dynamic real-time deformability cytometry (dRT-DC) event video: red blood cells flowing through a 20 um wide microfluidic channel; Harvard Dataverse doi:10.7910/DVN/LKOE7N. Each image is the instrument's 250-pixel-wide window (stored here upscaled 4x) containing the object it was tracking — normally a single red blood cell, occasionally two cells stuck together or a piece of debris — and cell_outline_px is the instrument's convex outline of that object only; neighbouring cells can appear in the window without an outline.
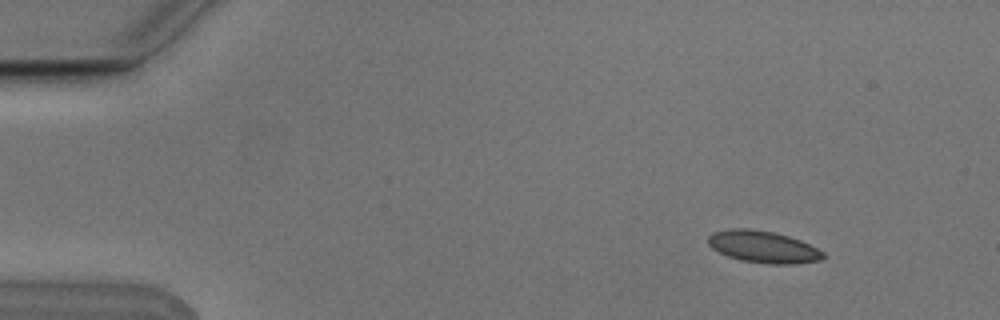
{"species": "Egyptian fruit bat (a non-hibernating species)", "species_latin": "Rousettus aegyptiacus", "temperature_condition": "cold", "stored_images_in_passage": 6, "camera_frame_rate_fps": 3000, "um_per_image_px": 0.085, "animal": {"sex": "male"}, "frame": {"image": 1, "passage_image": 2, "time_ms": 0.333, "image_size_px": [1000, 320], "cell_outline_px": [[824, 256], [820, 260], [796, 264], [768, 264], [740, 260], [728, 256], [712, 248], [708, 244], [708, 236], [712, 232], [728, 228], [748, 228], [772, 232], [788, 236], [800, 240], [824, 252]], "centroid_in_image_um": [64.84, 20.98], "position_along_channel_um": 20.2, "area_um2": 21.39}}
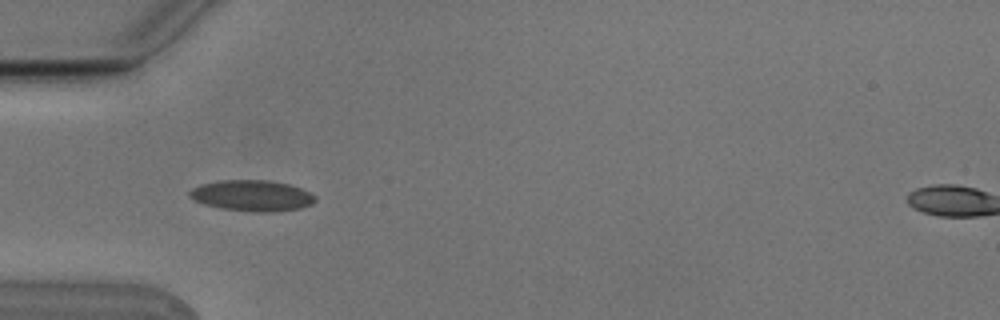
{"frame": {"image": 2, "passage_image": 5, "time_ms": 1.333, "image_size_px": [1000, 320], "cell_outline_px": [[316, 200], [312, 204], [300, 208], [272, 212], [252, 212], [220, 208], [204, 204], [188, 196], [188, 192], [192, 188], [200, 184], [220, 180], [268, 180], [288, 184], [300, 188], [316, 196]], "centroid_in_image_um": [21.41, 16.63], "position_along_channel_um": 63.6, "area_um2": 22.72}}